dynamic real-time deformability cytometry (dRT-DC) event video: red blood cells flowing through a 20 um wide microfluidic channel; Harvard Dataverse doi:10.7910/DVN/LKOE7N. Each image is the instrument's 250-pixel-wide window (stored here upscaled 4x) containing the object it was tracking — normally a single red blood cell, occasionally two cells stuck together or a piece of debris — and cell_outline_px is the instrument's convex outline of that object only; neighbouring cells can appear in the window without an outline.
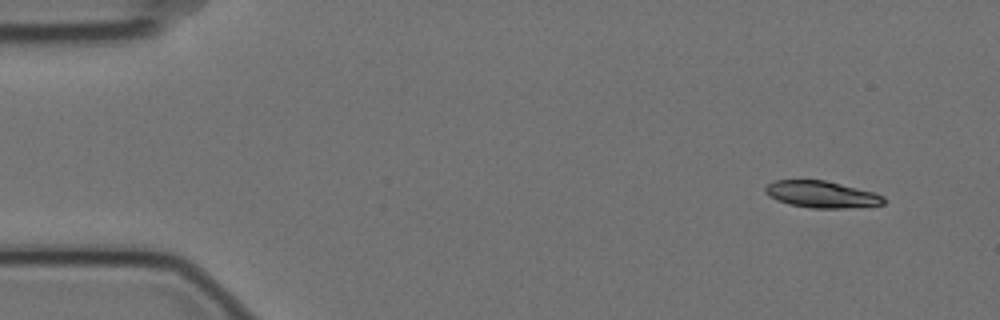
{"species": "Egyptian fruit bat (a non-hibernating species)", "species_latin": "Rousettus aegyptiacus", "temperature_condition": "cold", "stored_images_in_passage": 10, "camera_frame_rate_fps": 3000, "um_per_image_px": 0.085, "animal": {"sex": "female"}, "frame": {"image": 1, "passage_image": 1, "time_ms": 0.0, "image_size_px": [1000, 320], "cell_outline_px": [[884, 204], [840, 208], [812, 208], [788, 204], [776, 200], [768, 196], [764, 192], [764, 188], [768, 184], [776, 180], [824, 180], [872, 192], [884, 196]], "centroid_in_image_um": [69.76, 16.52], "position_along_channel_um": 15.2, "area_um2": 18.21}}
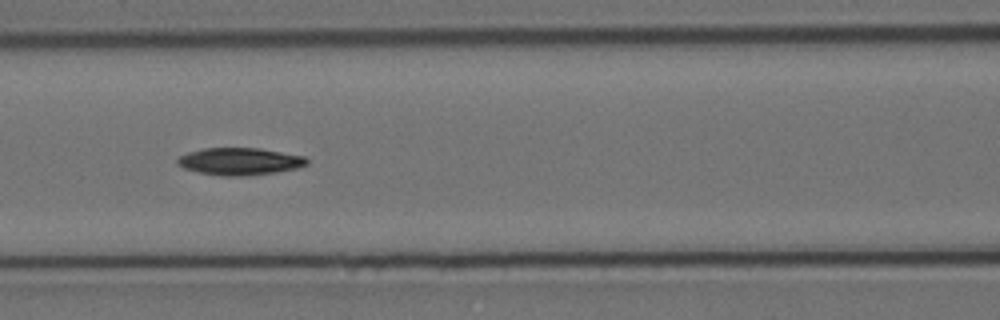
{"frame": {"image": 2, "passage_image": 6, "time_ms": 1.667, "image_size_px": [1000, 320], "cell_outline_px": [[308, 164], [296, 168], [276, 172], [244, 176], [220, 176], [200, 172], [184, 168], [176, 164], [176, 160], [180, 156], [188, 152], [204, 148], [260, 148], [304, 156], [308, 160]], "centroid_in_image_um": [20.37, 13.72], "position_along_channel_um": 146.2, "area_um2": 20.52}}
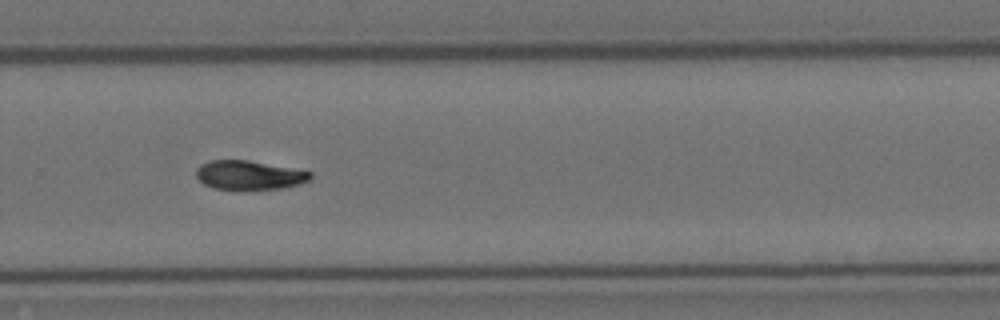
{"frame": {"image": 3, "passage_image": 10, "time_ms": 3.0, "image_size_px": [1000, 320], "cell_outline_px": [[312, 176], [308, 180], [300, 184], [280, 188], [244, 192], [240, 192], [212, 188], [204, 184], [196, 176], [196, 168], [200, 164], [212, 160], [248, 160], [312, 172]], "centroid_in_image_um": [21.13, 14.93], "position_along_channel_um": 308.7, "area_um2": 19.88}}